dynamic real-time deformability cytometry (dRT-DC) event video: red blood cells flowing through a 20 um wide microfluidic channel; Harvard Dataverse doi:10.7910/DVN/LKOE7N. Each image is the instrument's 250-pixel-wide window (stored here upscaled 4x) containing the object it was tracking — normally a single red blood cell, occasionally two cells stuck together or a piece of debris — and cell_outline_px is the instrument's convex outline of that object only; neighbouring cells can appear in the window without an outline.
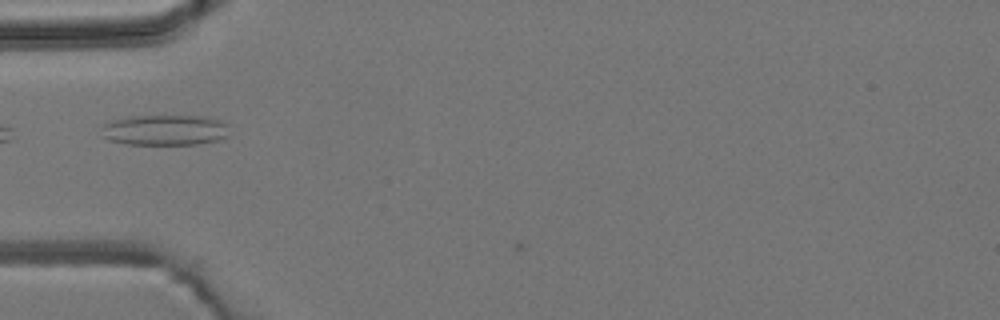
{"species": "common noctule bat (a hibernating species)", "species_latin": "Nyctalus noctula", "temperature_condition": "room temperature", "stored_images_in_passage": 3, "camera_frame_rate_fps": 3000, "um_per_image_px": 0.085, "animal": {"sex": "male", "body_mass_g": 19.2, "forearm_length_mm": 51.8}, "frame": {"image": 1, "passage_image": 3, "time_ms": 2.333, "image_size_px": [1000, 320], "cell_outline_px": [[228, 136], [216, 140], [196, 144], [128, 144], [108, 140], [100, 136], [100, 128], [104, 124], [116, 120], [132, 116], [204, 116], [220, 120], [228, 124]], "centroid_in_image_um": [14.0, 11.05], "position_along_channel_um": 71.0, "area_um2": 22.83}}